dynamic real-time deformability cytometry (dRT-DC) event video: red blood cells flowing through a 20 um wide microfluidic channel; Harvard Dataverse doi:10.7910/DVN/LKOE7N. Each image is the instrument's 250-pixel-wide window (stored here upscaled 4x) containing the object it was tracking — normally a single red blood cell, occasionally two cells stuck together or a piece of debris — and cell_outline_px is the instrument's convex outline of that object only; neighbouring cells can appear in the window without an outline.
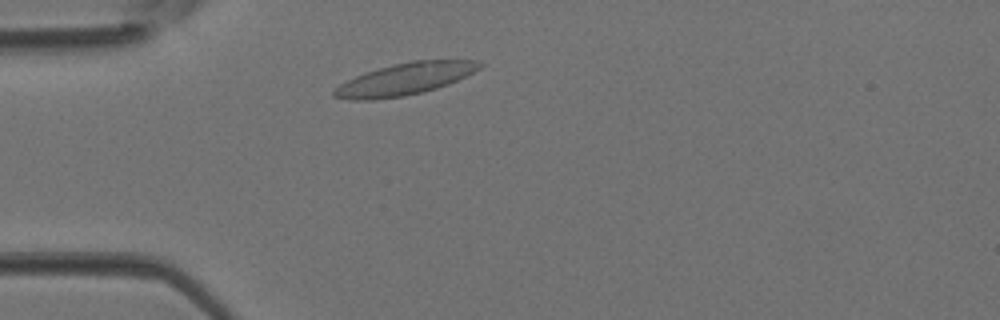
{"species": "Egyptian fruit bat (a non-hibernating species)", "species_latin": "Rousettus aegyptiacus", "temperature_condition": "room temperature", "stored_images_in_passage": 2, "camera_frame_rate_fps": 3000, "um_per_image_px": 0.085, "animal": {"sex": "female"}, "frame": {"image": 1, "passage_image": 2, "time_ms": 0.333, "image_size_px": [1000, 320], "cell_outline_px": [[484, 64], [480, 68], [448, 84], [436, 88], [404, 96], [372, 100], [352, 100], [332, 96], [332, 92], [340, 84], [356, 76], [392, 64], [412, 60], [476, 60]], "centroid_in_image_um": [34.4, 6.72], "position_along_channel_um": 50.6, "area_um2": 26.65}}